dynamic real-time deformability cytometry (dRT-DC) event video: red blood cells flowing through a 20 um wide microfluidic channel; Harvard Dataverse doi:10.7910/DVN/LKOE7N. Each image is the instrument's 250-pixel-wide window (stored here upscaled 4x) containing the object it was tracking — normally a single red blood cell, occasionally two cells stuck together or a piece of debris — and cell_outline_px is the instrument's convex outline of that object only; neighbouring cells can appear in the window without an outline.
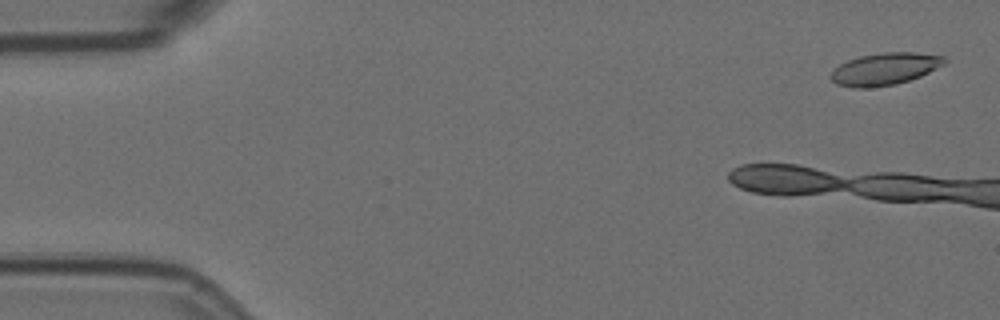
{"species": "Egyptian fruit bat (a non-hibernating species)", "species_latin": "Rousettus aegyptiacus", "temperature_condition": "room temperature", "stored_images_in_passage": 3, "camera_frame_rate_fps": 3000, "um_per_image_px": 0.085, "animal": {"sex": "female"}, "frame": {"image": 1, "passage_image": 1, "time_ms": 0.0, "image_size_px": [1000, 320], "cell_outline_px": [[944, 64], [920, 76], [896, 84], [868, 88], [852, 88], [836, 84], [828, 76], [840, 64], [848, 60], [860, 56], [884, 52], [916, 52], [944, 56]], "centroid_in_image_um": [75.17, 5.86], "position_along_channel_um": 9.8, "area_um2": 21.15}}